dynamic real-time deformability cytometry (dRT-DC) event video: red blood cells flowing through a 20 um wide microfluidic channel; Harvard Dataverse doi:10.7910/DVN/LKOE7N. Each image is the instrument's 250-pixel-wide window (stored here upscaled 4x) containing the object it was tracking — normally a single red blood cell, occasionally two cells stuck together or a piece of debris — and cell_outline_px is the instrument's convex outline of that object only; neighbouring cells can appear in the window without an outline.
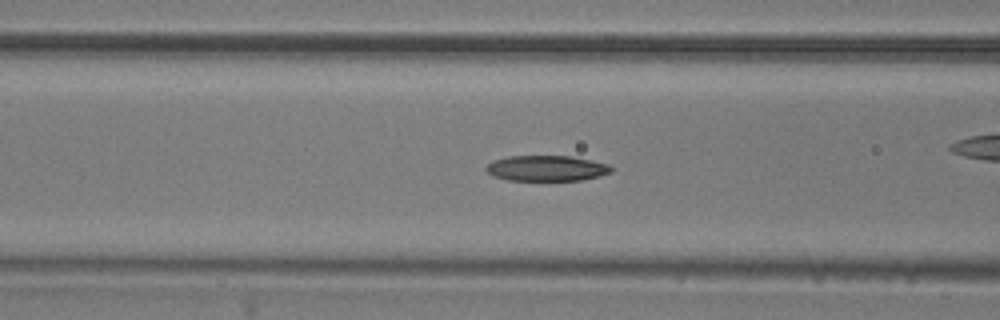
{"species": "common noctule bat (a hibernating species)", "species_latin": "Nyctalus noctula", "temperature_condition": "room temperature", "stored_images_in_passage": 49, "camera_frame_rate_fps": 3000, "um_per_image_px": 0.085, "animal": {"sex": "male", "body_mass_g": 20.5, "forearm_length_mm": 52.5}, "frame": {"image": 1, "passage_image": 15, "time_ms": 4.667, "image_size_px": [1000, 320], "cell_outline_px": [[612, 172], [600, 176], [580, 180], [508, 180], [492, 176], [484, 168], [492, 160], [508, 156], [572, 156], [608, 164], [612, 168]], "centroid_in_image_um": [46.43, 14.3], "position_along_channel_um": 120.2, "area_um2": 18.67}}
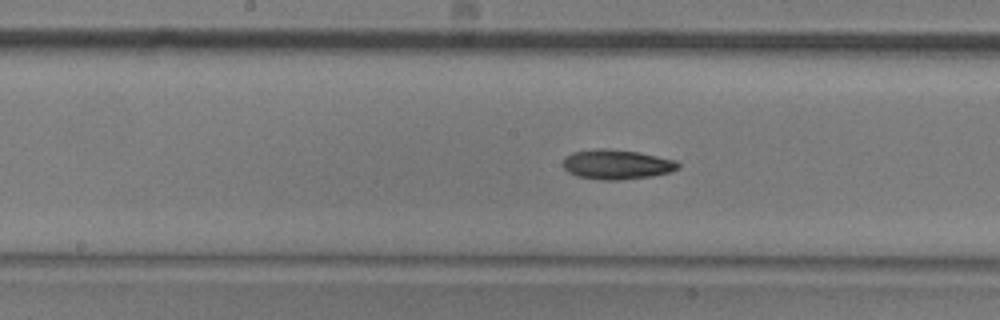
{"frame": {"image": 2, "passage_image": 21, "time_ms": 6.667, "image_size_px": [1000, 320], "cell_outline_px": [[680, 168], [672, 172], [652, 176], [620, 180], [600, 180], [576, 176], [568, 172], [560, 164], [572, 152], [600, 148], [608, 148], [640, 152], [676, 160], [680, 164]], "centroid_in_image_um": [52.44, 13.98], "position_along_channel_um": 195.8, "area_um2": 20.23}}
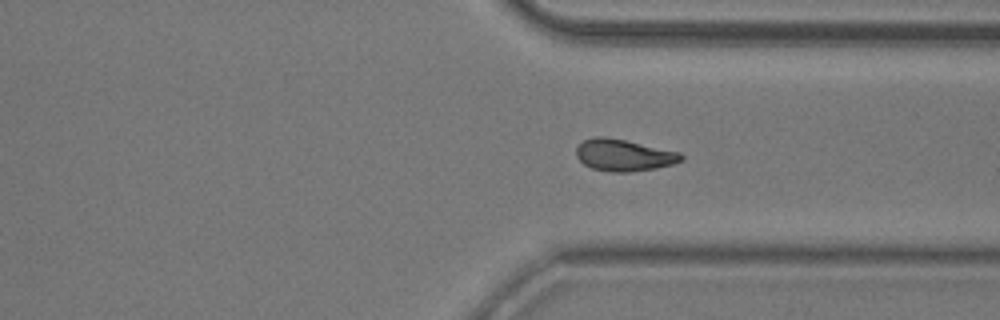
{"frame": {"image": 3, "passage_image": 34, "time_ms": 11.0, "image_size_px": [1000, 320], "cell_outline_px": [[684, 160], [672, 164], [656, 168], [628, 172], [612, 172], [592, 168], [584, 164], [576, 156], [576, 148], [584, 140], [592, 136], [604, 136], [624, 140], [680, 152], [684, 156]], "centroid_in_image_um": [53.02, 13.18], "position_along_channel_um": 358.4, "area_um2": 19.36}, "authors_computed_cell_mechanics": {"area_um2": 19.074, "velocity_mm_per_s": 3.7594, "shape_relaxation_time_tau1_ms": null, "shape_relaxation_time_tau2_ms": 7.0161, "deformation_change_tau1": null, "deformation_change_tau2": 0.1412}}